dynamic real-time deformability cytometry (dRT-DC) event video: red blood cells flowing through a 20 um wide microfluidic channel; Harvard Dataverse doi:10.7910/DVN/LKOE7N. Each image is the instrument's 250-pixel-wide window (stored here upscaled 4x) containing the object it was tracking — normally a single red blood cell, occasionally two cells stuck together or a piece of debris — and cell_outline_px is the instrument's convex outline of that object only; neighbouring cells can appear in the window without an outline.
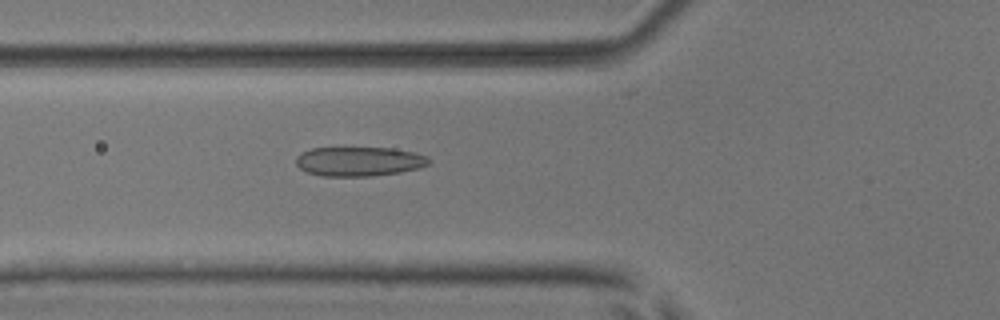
{"species": "common noctule bat (a hibernating species)", "species_latin": "Nyctalus noctula", "temperature_condition": "room temperature", "stored_images_in_passage": 51, "camera_frame_rate_fps": 3000, "um_per_image_px": 0.085, "animal": {"sex": "male", "body_mass_g": 17.9, "forearm_length_mm": 54.2}, "frame": {"image": 1, "passage_image": 19, "time_ms": 6.0, "image_size_px": [1000, 320], "cell_outline_px": [[432, 160], [428, 164], [420, 168], [400, 172], [372, 176], [324, 176], [308, 172], [300, 168], [296, 164], [296, 156], [312, 148], [392, 148], [412, 152], [428, 156]], "centroid_in_image_um": [30.55, 13.72], "position_along_channel_um": 95.2, "area_um2": 22.66}}
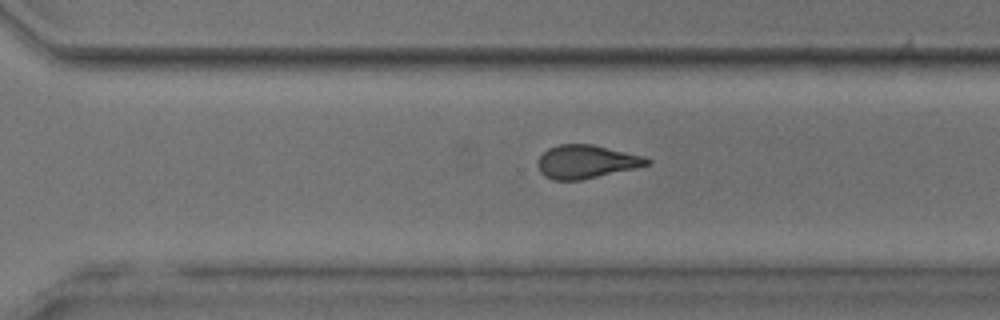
{"frame": {"image": 2, "passage_image": 36, "time_ms": 11.667, "image_size_px": [1000, 320], "cell_outline_px": [[652, 160], [648, 164], [636, 168], [580, 180], [552, 180], [544, 176], [540, 172], [536, 164], [540, 156], [548, 148], [560, 144], [592, 144], [644, 156]], "centroid_in_image_um": [49.8, 13.74], "position_along_channel_um": 320.8, "area_um2": 21.21}}
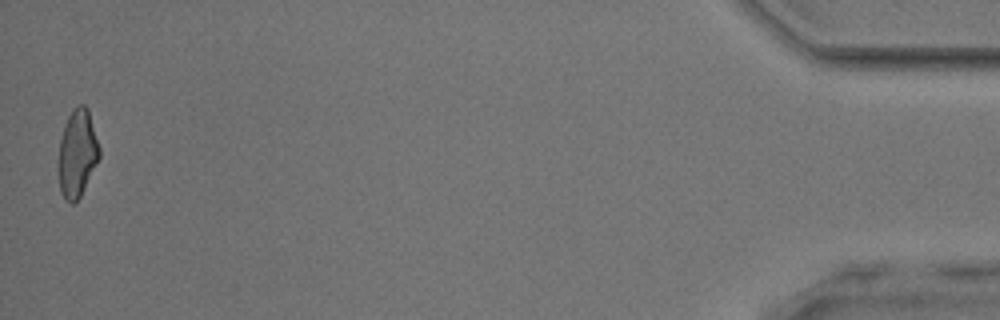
{"frame": {"image": 3, "passage_image": 51, "time_ms": 16.667, "image_size_px": [1000, 320], "cell_outline_px": [[100, 156], [80, 196], [72, 204], [60, 192], [60, 140], [64, 124], [72, 108], [76, 104], [84, 104], [88, 108], [100, 148]], "centroid_in_image_um": [6.59, 12.95], "position_along_channel_um": 428.6, "area_um2": 20.4}, "authors_computed_cell_mechanics": {"area_um2": 22.3686, "velocity_mm_per_s": 3.9807, "shape_relaxation_time_tau1_ms": 10.6457, "shape_relaxation_time_tau2_ms": 1.8774, "deformation_change_tau1": 0.2264, "deformation_change_tau2": 0.0874}}